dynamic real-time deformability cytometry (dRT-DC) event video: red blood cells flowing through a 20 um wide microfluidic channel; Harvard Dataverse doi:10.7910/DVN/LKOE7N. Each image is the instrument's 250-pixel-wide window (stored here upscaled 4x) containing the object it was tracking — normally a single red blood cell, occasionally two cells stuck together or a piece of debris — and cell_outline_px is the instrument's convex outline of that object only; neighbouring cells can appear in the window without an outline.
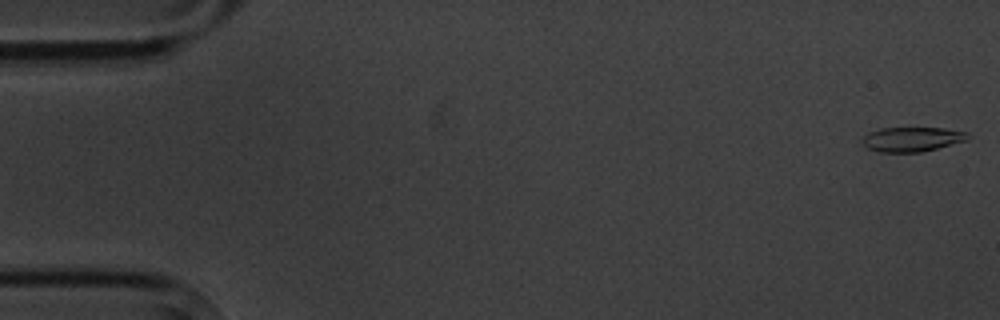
{"species": "common noctule bat (a hibernating species)", "species_latin": "Nyctalus noctula", "temperature_condition": "cold", "stored_images_in_passage": 9, "camera_frame_rate_fps": 3000, "um_per_image_px": 0.085, "animal": {"sex": "male", "body_mass_g": 20.1, "forearm_length_mm": 53.5}, "frame": {"image": 1, "passage_image": 1, "time_ms": 0.0, "image_size_px": [1000, 320], "cell_outline_px": [[972, 136], [968, 140], [920, 152], [880, 152], [868, 148], [860, 140], [868, 132], [880, 128], [944, 128], [968, 132]], "centroid_in_image_um": [77.54, 11.82], "position_along_channel_um": 7.5, "area_um2": 15.14}}
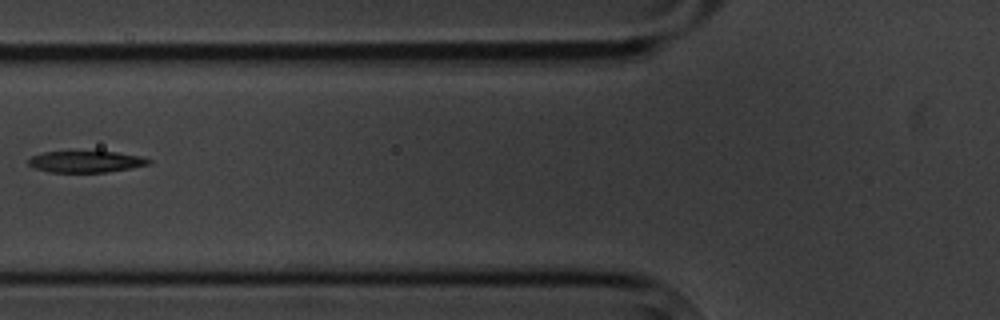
{"frame": {"image": 2, "passage_image": 7, "time_ms": 7.0, "image_size_px": [1000, 320], "cell_outline_px": [[152, 160], [148, 164], [132, 168], [108, 172], [48, 172], [36, 168], [28, 164], [28, 160], [32, 156], [44, 152], [116, 152], [140, 156]], "centroid_in_image_um": [7.31, 13.75], "position_along_channel_um": 118.5, "area_um2": 14.85}}
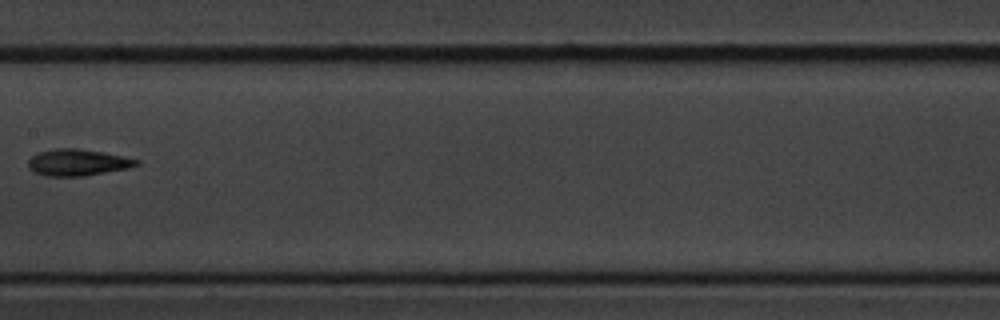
{"frame": {"image": 3, "passage_image": 9, "time_ms": 9.333, "image_size_px": [1000, 320], "cell_outline_px": [[140, 164], [128, 168], [84, 176], [44, 176], [32, 172], [28, 168], [28, 160], [32, 156], [40, 152], [56, 148], [80, 148], [104, 152], [140, 160]], "centroid_in_image_um": [6.58, 13.81], "position_along_channel_um": 200.8, "area_um2": 16.88}}